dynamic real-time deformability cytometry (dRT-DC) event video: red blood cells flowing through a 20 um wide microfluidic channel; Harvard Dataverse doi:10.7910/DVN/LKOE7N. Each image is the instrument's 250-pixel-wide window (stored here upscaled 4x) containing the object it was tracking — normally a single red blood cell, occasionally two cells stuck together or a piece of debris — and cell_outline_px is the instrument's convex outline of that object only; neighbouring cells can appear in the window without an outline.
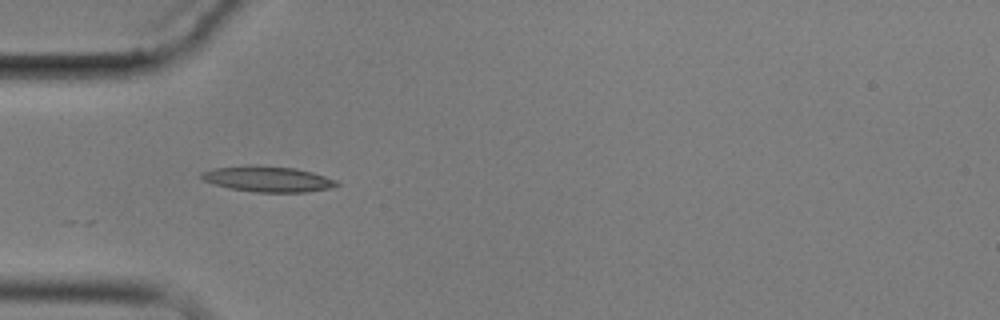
{"species": "common noctule bat (a hibernating species)", "species_latin": "Nyctalus noctula", "temperature_condition": "cold", "stored_images_in_passage": 6, "camera_frame_rate_fps": 3000, "um_per_image_px": 0.085, "animal": {"sex": "male", "body_mass_g": 17.9}, "frame": {"image": 1, "passage_image": 5, "time_ms": 4.667, "image_size_px": [1000, 320], "cell_outline_px": [[340, 184], [328, 188], [308, 192], [256, 192], [232, 188], [216, 184], [204, 180], [200, 176], [200, 172], [212, 168], [248, 164], [256, 164], [296, 168], [312, 172], [336, 180]], "centroid_in_image_um": [22.74, 15.19], "position_along_channel_um": 62.3, "area_um2": 20.29}}
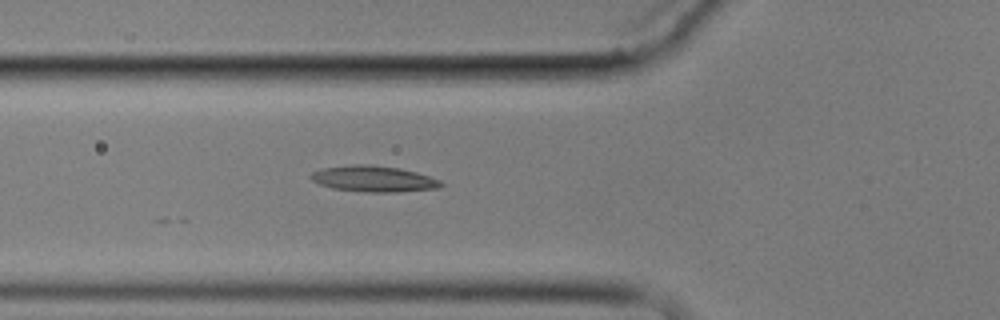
{"frame": {"image": 2, "passage_image": 6, "time_ms": 5.667, "image_size_px": [1000, 320], "cell_outline_px": [[444, 184], [440, 188], [400, 192], [368, 192], [332, 188], [320, 184], [312, 180], [308, 176], [312, 172], [320, 168], [352, 164], [368, 164], [400, 168], [416, 172], [440, 180]], "centroid_in_image_um": [31.75, 15.19], "position_along_channel_um": 94.1, "area_um2": 19.88}}